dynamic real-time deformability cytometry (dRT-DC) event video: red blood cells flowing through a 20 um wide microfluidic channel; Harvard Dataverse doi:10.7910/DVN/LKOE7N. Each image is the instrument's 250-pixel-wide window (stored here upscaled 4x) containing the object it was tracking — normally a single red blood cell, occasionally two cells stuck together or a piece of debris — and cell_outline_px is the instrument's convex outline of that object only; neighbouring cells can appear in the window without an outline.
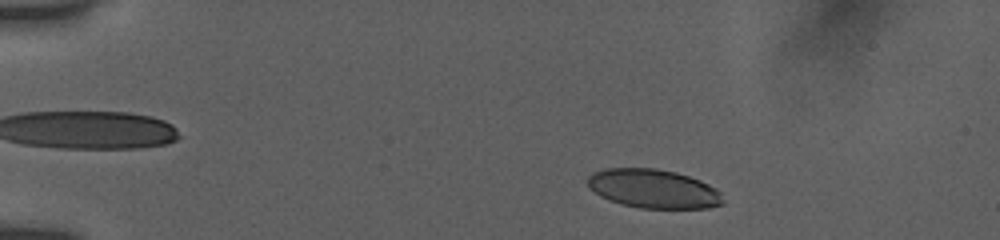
{"species": "human", "species_latin": "Homo sapiens", "temperature_condition": "room temperature", "stored_images_in_passage": 11, "camera_frame_rate_fps": 3000, "um_per_image_px": 0.085, "donor": {"sex": "female"}, "frame": {"image": 1, "passage_image": 3, "time_ms": 1.333, "image_size_px": [1000, 240], "cell_outline_px": [[724, 204], [708, 208], [640, 208], [620, 204], [600, 196], [588, 188], [588, 176], [592, 172], [604, 168], [656, 168], [676, 172], [700, 180], [716, 188], [720, 192], [724, 200]], "centroid_in_image_um": [55.53, 16.04], "position_along_channel_um": 29.5, "area_um2": 30.92}}